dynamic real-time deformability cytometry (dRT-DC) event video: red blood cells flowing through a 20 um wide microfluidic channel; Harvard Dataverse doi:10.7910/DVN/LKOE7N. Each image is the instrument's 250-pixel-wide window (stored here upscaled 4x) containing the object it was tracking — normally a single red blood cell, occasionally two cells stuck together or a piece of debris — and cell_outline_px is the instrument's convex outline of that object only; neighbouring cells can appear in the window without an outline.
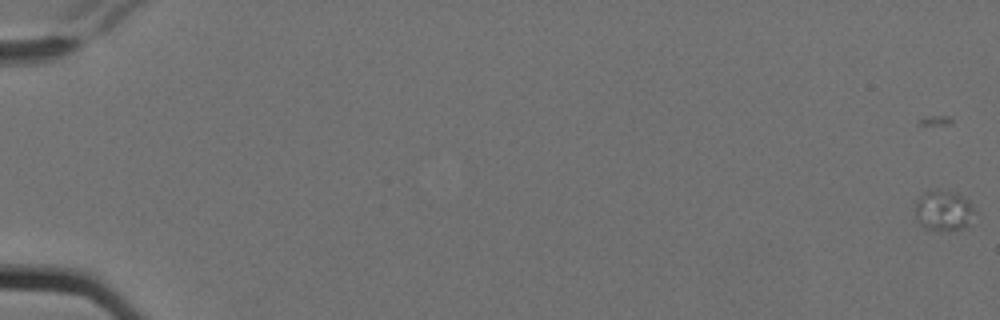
{"species": "Egyptian fruit bat (a non-hibernating species)", "species_latin": "Rousettus aegyptiacus", "temperature_condition": "cold", "stored_images_in_passage": 5, "camera_frame_rate_fps": 3000, "um_per_image_px": 0.085, "animal": {"sex": "female"}, "frame": {"image": 1, "passage_image": 1, "time_ms": 0.0, "image_size_px": [1000, 320], "cell_outline_px": [[972, 208], [968, 224], [964, 228], [928, 228], [920, 224], [916, 216], [916, 200], [928, 192], [956, 192], [968, 200]], "centroid_in_image_um": [80.18, 17.88], "position_along_channel_um": 4.8, "area_um2": 12.77}}